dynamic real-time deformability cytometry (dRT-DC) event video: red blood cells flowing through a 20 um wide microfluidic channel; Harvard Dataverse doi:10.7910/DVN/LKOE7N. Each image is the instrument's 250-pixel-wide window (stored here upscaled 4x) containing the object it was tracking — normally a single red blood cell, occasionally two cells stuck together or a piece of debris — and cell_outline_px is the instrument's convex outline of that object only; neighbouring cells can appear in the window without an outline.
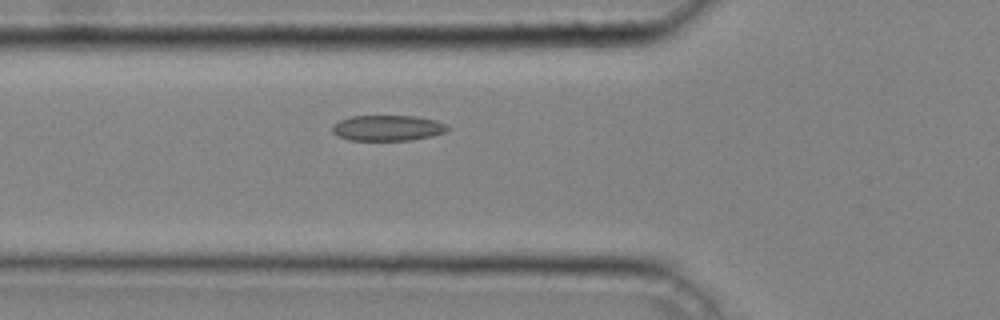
{"species": "common noctule bat (a hibernating species)", "species_latin": "Nyctalus noctula", "temperature_condition": "cold", "stored_images_in_passage": 37, "camera_frame_rate_fps": 3000, "um_per_image_px": 0.085, "animal": {"sex": "male", "body_mass_g": 20.4}, "frame": {"image": 1, "passage_image": 13, "time_ms": 4.0, "image_size_px": [1000, 320], "cell_outline_px": [[448, 128], [444, 132], [432, 136], [408, 140], [348, 140], [336, 136], [332, 132], [332, 124], [340, 120], [352, 116], [416, 116], [436, 120], [444, 124]], "centroid_in_image_um": [32.89, 10.88], "position_along_channel_um": 92.9, "area_um2": 17.17}}
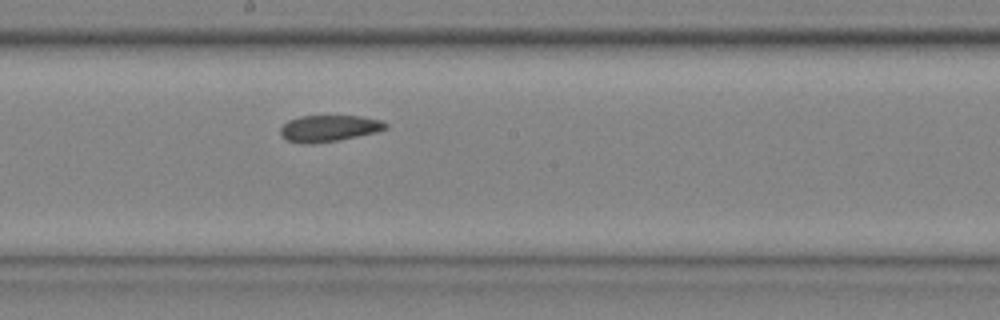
{"frame": {"image": 2, "passage_image": 22, "time_ms": 7.0, "image_size_px": [1000, 320], "cell_outline_px": [[388, 128], [376, 132], [336, 140], [312, 144], [300, 144], [288, 140], [280, 136], [280, 128], [288, 120], [300, 116], [360, 116], [380, 120], [388, 124]], "centroid_in_image_um": [27.93, 10.91], "position_along_channel_um": 220.3, "area_um2": 16.18}}
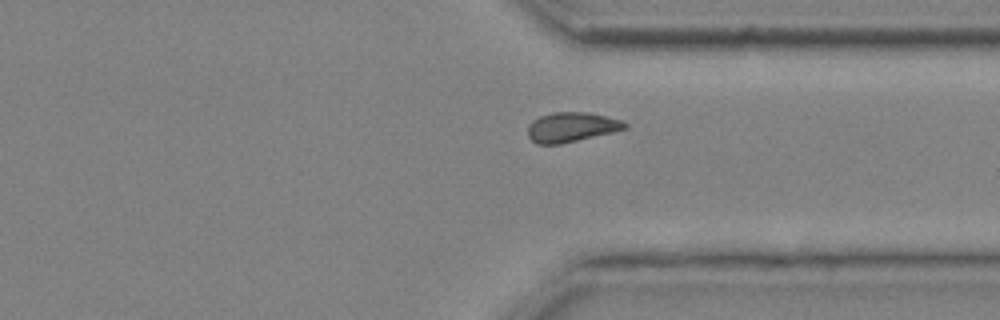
{"frame": {"image": 3, "passage_image": 32, "time_ms": 10.333, "image_size_px": [1000, 320], "cell_outline_px": [[628, 128], [612, 132], [560, 144], [536, 144], [528, 136], [528, 124], [532, 120], [540, 116], [552, 112], [588, 112], [624, 120], [628, 124]], "centroid_in_image_um": [48.58, 10.79], "position_along_channel_um": 362.8, "area_um2": 16.88}, "authors_computed_cell_mechanics": {"area_um2": 16.8198, "velocity_mm_per_s": 4.2498, "shape_relaxation_time_tau1_ms": null, "shape_relaxation_time_tau2_ms": 2.4813, "deformation_change_tau1": null, "deformation_change_tau2": 0.0819}}